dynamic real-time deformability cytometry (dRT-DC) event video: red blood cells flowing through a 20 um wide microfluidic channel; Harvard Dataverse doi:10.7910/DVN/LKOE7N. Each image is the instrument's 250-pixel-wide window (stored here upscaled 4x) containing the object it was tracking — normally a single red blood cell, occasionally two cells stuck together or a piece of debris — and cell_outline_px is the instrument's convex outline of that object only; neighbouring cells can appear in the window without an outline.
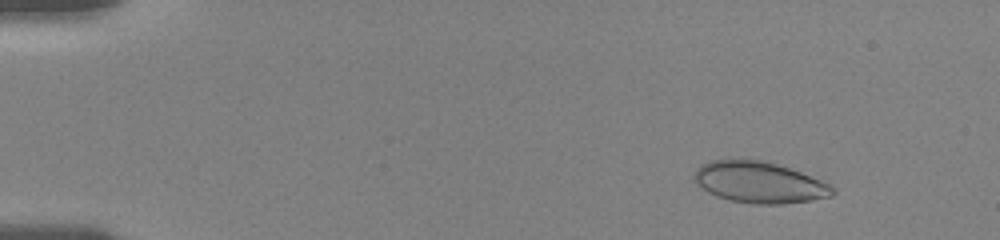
{"species": "human", "species_latin": "Homo sapiens", "temperature_condition": "room temperature", "stored_images_in_passage": 59, "camera_frame_rate_fps": 3000, "um_per_image_px": 0.085, "donor": {"sex": "female"}, "frame": {"image": 1, "passage_image": 6, "time_ms": 2.0, "image_size_px": [1000, 240], "cell_outline_px": [[836, 192], [832, 196], [812, 200], [784, 204], [756, 204], [732, 200], [716, 196], [708, 192], [692, 180], [692, 176], [696, 168], [700, 164], [712, 160], [764, 160], [800, 172], [820, 180], [836, 188]], "centroid_in_image_um": [64.52, 15.51], "position_along_channel_um": 20.5, "area_um2": 33.18}}
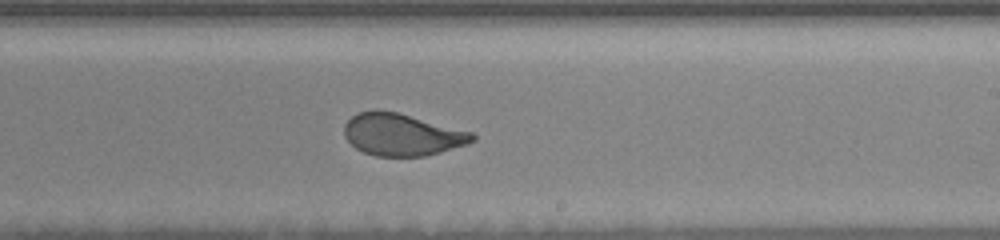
{"frame": {"image": 2, "passage_image": 32, "time_ms": 11.333, "image_size_px": [1000, 240], "cell_outline_px": [[476, 140], [440, 152], [424, 156], [376, 156], [364, 152], [356, 148], [344, 136], [344, 124], [352, 116], [360, 112], [376, 108], [396, 112], [472, 132], [476, 136]], "centroid_in_image_um": [34.13, 11.43], "position_along_channel_um": 254.9, "area_um2": 31.21}}
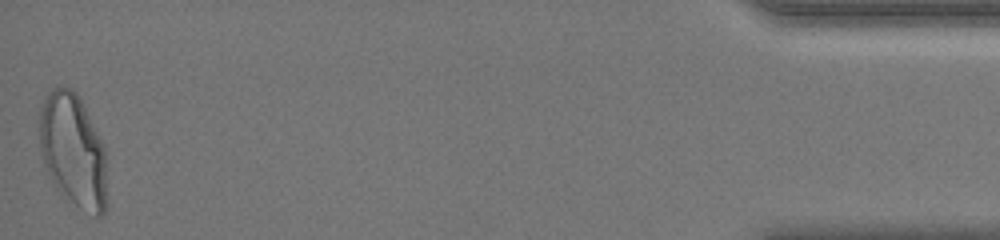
{"frame": {"image": 3, "passage_image": 58, "time_ms": 18.333, "image_size_px": [1000, 240], "cell_outline_px": [[108, 208], [100, 216], [96, 216], [80, 208], [60, 192], [48, 172], [40, 148], [40, 108], [48, 92], [56, 84], [72, 88], [80, 96], [104, 148]], "centroid_in_image_um": [6.23, 12.76], "position_along_channel_um": 429.0, "area_um2": 44.51}, "authors_computed_cell_mechanics": {"area_um2": 33.1772, "velocity_mm_per_s": 3.6408, "shape_relaxation_time_tau1_ms": 6.7516, "shape_relaxation_time_tau2_ms": null, "deformation_change_tau1": 0.1697, "deformation_change_tau2": null}}